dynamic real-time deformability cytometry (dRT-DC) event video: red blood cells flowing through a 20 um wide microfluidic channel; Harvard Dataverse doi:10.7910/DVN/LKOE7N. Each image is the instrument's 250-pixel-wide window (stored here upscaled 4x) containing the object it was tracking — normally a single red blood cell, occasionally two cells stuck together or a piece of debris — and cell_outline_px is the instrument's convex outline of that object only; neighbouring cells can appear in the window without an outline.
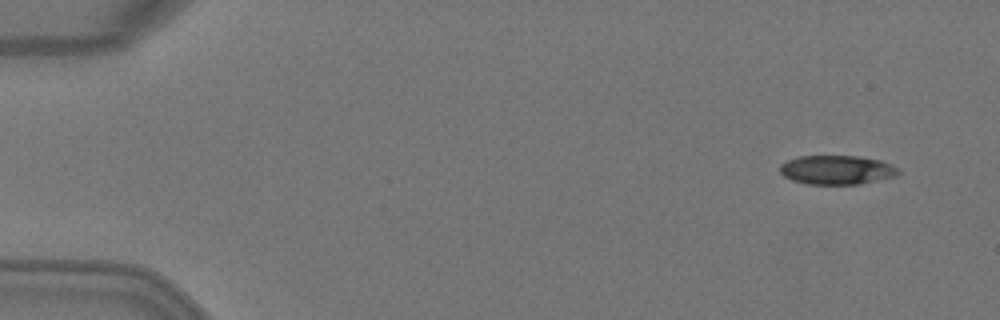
{"species": "Egyptian fruit bat (a non-hibernating species)", "species_latin": "Rousettus aegyptiacus", "temperature_condition": "warm", "stored_images_in_passage": 6, "segment_of_instrument_passage": [1, 2], "camera_frame_rate_fps": 3000, "um_per_image_px": 0.085, "animal": {"sex": "female"}, "frame": {"image": 1, "passage_image": 2, "time_ms": 0.333, "image_size_px": [1000, 320], "cell_outline_px": [[900, 172], [896, 176], [860, 184], [808, 184], [792, 180], [784, 176], [780, 172], [780, 164], [796, 156], [860, 156], [880, 160], [892, 164], [900, 168]], "centroid_in_image_um": [71.15, 14.43], "position_along_channel_um": 13.8, "area_um2": 20.23}}
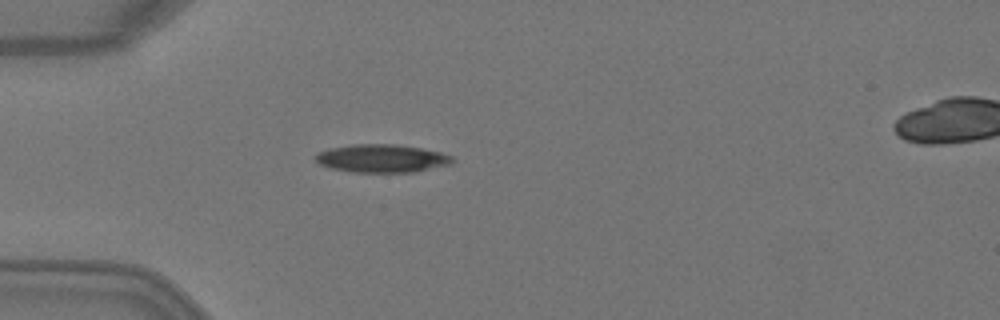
{"frame": {"image": 2, "passage_image": 5, "time_ms": 1.333, "image_size_px": [1000, 320], "cell_outline_px": [[456, 160], [448, 164], [412, 172], [352, 172], [328, 168], [320, 164], [316, 160], [316, 152], [328, 148], [352, 144], [396, 144], [420, 148], [440, 152], [452, 156]], "centroid_in_image_um": [32.4, 13.46], "position_along_channel_um": 52.6, "area_um2": 22.37}}